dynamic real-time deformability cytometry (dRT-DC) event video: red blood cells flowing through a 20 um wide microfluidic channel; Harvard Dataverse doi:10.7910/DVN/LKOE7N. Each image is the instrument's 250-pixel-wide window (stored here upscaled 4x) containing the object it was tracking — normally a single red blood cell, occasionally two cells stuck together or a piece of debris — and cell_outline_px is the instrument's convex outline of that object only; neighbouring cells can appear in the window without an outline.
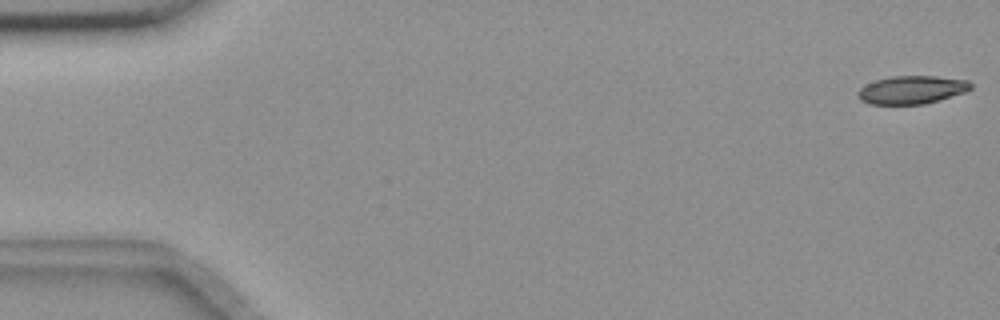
{"species": "common noctule bat (a hibernating species)", "species_latin": "Nyctalus noctula", "temperature_condition": "room temperature", "stored_images_in_passage": 55, "camera_frame_rate_fps": 3000, "um_per_image_px": 0.085, "animal": {"sex": "female", "body_mass_g": 18.4}, "frame": {"image": 1, "passage_image": 1, "time_ms": 0.0, "image_size_px": [1000, 320], "cell_outline_px": [[972, 88], [964, 92], [924, 104], [868, 104], [860, 100], [856, 96], [856, 92], [860, 88], [876, 80], [892, 76], [936, 76], [968, 80], [972, 84]], "centroid_in_image_um": [77.47, 7.63], "position_along_channel_um": 7.5, "area_um2": 18.44}}
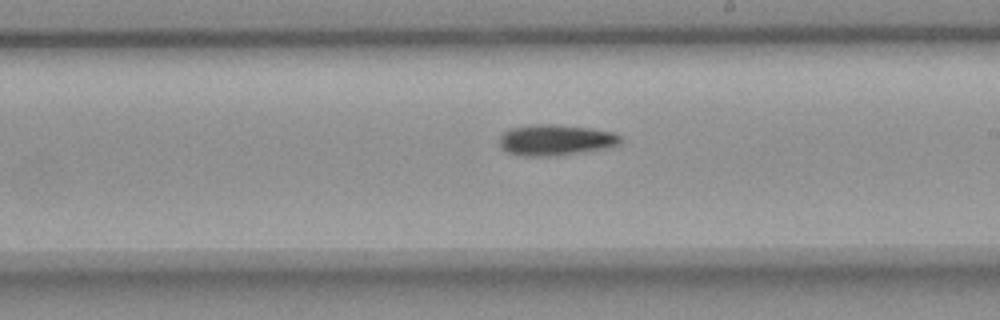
{"frame": {"image": 2, "passage_image": 32, "time_ms": 10.333, "image_size_px": [1000, 320], "cell_outline_px": [[620, 144], [612, 148], [556, 156], [524, 156], [508, 152], [500, 144], [500, 136], [504, 132], [512, 128], [532, 124], [556, 124], [592, 128], [616, 132], [620, 136]], "centroid_in_image_um": [47.3, 11.9], "position_along_channel_um": 241.7, "area_um2": 22.08}}
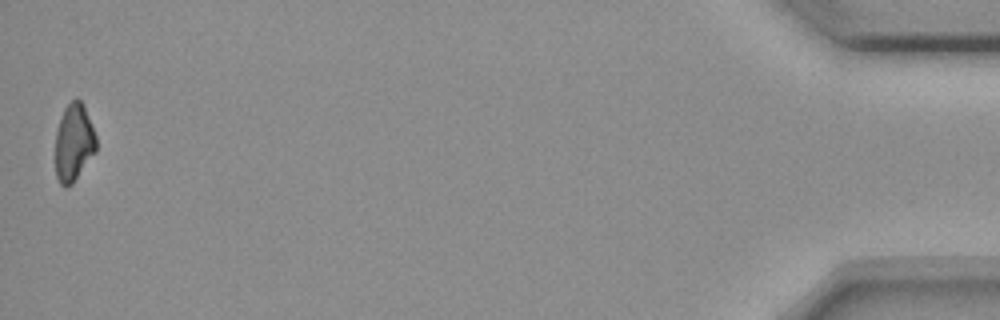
{"frame": {"image": 3, "passage_image": 55, "time_ms": 18.0, "image_size_px": [1000, 320], "cell_outline_px": [[96, 152], [72, 184], [64, 188], [60, 184], [56, 176], [56, 132], [64, 108], [76, 96], [84, 104], [96, 136]], "centroid_in_image_um": [6.28, 12.12], "position_along_channel_um": 428.9, "area_um2": 18.5}, "authors_computed_cell_mechanics": {"area_um2": 20.1144, "velocity_mm_per_s": 3.6697, "shape_relaxation_time_tau1_ms": 7.4094, "shape_relaxation_time_tau2_ms": null, "deformation_change_tau1": 0.1737, "deformation_change_tau2": null}}